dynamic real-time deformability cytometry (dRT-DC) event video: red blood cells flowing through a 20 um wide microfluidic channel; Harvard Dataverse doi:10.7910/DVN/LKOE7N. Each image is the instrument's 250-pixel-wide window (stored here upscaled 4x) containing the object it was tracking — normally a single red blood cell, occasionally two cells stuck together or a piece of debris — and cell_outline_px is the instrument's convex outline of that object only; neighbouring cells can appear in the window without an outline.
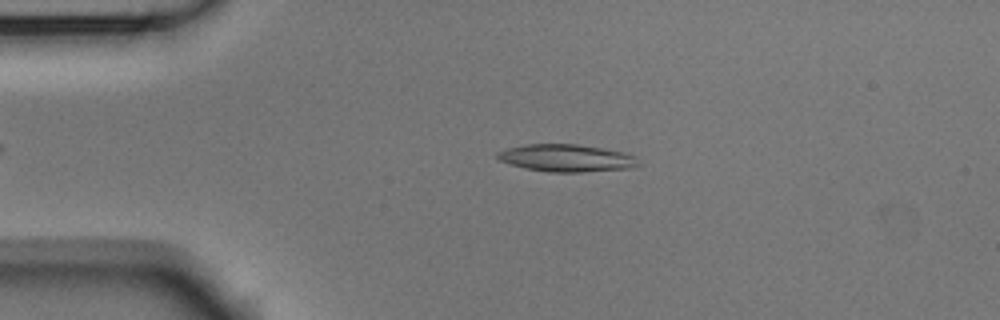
{"species": "Egyptian fruit bat (a non-hibernating species)", "species_latin": "Rousettus aegyptiacus", "temperature_condition": "room temperature", "stored_images_in_passage": 53, "camera_frame_rate_fps": 3000, "um_per_image_px": 0.085, "animal": {"sex": "male"}, "frame": {"image": 1, "passage_image": 10, "time_ms": 3.0, "image_size_px": [1000, 320], "cell_outline_px": [[640, 164], [632, 168], [580, 172], [548, 172], [524, 168], [500, 160], [496, 156], [496, 152], [508, 148], [528, 144], [576, 144], [624, 152], [636, 156]], "centroid_in_image_um": [48.17, 13.44], "position_along_channel_um": 36.8, "area_um2": 22.37}}
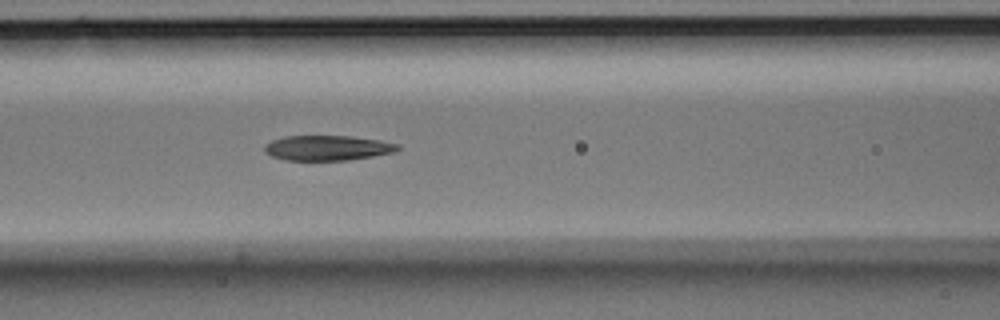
{"frame": {"image": 2, "passage_image": 21, "time_ms": 6.667, "image_size_px": [1000, 320], "cell_outline_px": [[400, 148], [392, 152], [372, 156], [348, 160], [284, 160], [272, 156], [264, 152], [264, 144], [272, 140], [284, 136], [352, 136], [380, 140], [396, 144]], "centroid_in_image_um": [27.77, 12.57], "position_along_channel_um": 138.8, "area_um2": 19.36}}
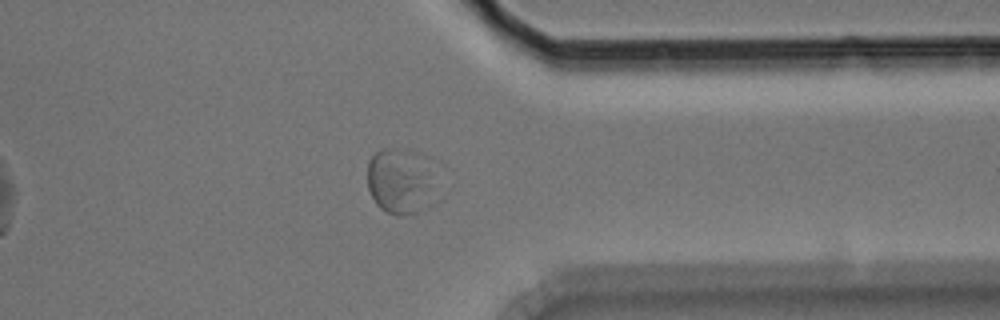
{"frame": {"image": 3, "passage_image": 41, "time_ms": 13.333, "image_size_px": [1000, 320], "cell_outline_px": [[432, 204], [428, 208], [404, 216], [396, 216], [380, 208], [376, 204], [368, 188], [368, 160], [376, 152], [384, 148], [412, 148], [428, 156]], "centroid_in_image_um": [34.0, 15.36], "position_along_channel_um": 377.4, "area_um2": 26.59}}